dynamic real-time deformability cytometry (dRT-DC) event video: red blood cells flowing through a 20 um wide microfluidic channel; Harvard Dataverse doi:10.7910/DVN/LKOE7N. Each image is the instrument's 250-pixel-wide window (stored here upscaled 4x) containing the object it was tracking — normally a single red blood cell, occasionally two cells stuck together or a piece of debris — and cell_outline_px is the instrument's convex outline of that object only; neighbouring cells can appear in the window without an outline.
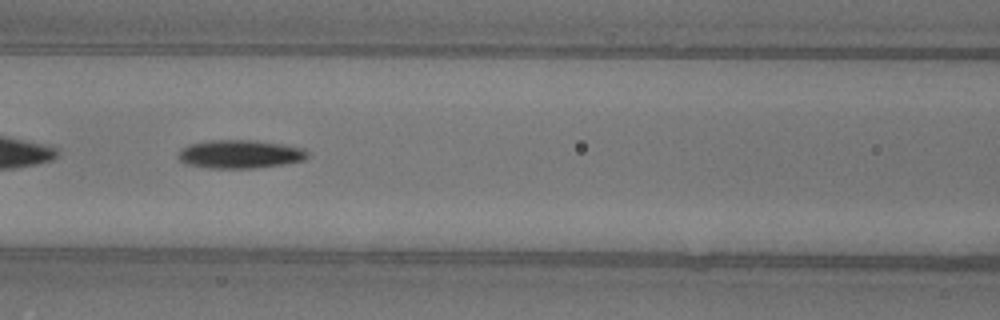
{"species": "common noctule bat (a hibernating species)", "species_latin": "Nyctalus noctula", "temperature_condition": "warm", "stored_images_in_passage": 37, "camera_frame_rate_fps": 3000, "um_per_image_px": 0.085, "animal": {"sex": "female"}, "frame": {"image": 1, "passage_image": 11, "time_ms": 3.333, "image_size_px": [1000, 320], "cell_outline_px": [[308, 156], [304, 160], [280, 164], [252, 168], [208, 168], [192, 164], [180, 160], [180, 148], [188, 144], [208, 140], [256, 140], [304, 148], [308, 152]], "centroid_in_image_um": [20.41, 13.08], "position_along_channel_um": 146.2, "area_um2": 21.1}, "authors_computed_cell_mechanics": {"area_um2": 20.7502, "velocity_mm_per_s": 4.0357, "shape_relaxation_time_tau1_ms": 5.6437, "shape_relaxation_time_tau2_ms": null, "deformation_change_tau1": 0.2102, "deformation_change_tau2": null}}